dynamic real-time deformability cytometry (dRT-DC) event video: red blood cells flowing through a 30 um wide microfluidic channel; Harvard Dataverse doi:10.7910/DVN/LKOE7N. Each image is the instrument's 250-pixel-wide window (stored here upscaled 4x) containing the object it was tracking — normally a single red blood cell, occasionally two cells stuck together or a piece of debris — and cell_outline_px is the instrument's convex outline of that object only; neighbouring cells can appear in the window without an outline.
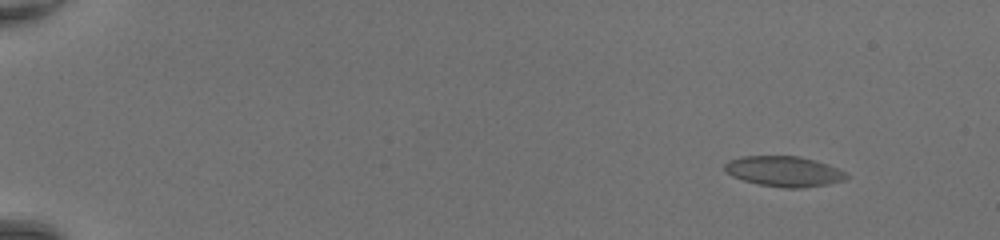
{"species": "common noctule bat (a hibernating species)", "species_latin": "Nyctalus noctula", "temperature_condition": "room temperature", "stored_images_in_passage": 50, "camera_frame_rate_fps": 3000, "um_per_image_px": 0.085, "animal": {"sex": "female", "body_mass_g": 20.0, "forearm_length_mm": 54.0}, "frame": {"image": 1, "passage_image": 6, "time_ms": 1.667, "image_size_px": [1000, 240], "cell_outline_px": [[848, 176], [844, 180], [828, 184], [804, 188], [784, 188], [760, 184], [744, 180], [732, 176], [724, 172], [724, 164], [728, 160], [740, 156], [800, 156], [816, 160], [828, 164], [844, 172]], "centroid_in_image_um": [66.61, 14.56], "position_along_channel_um": 18.4, "area_um2": 21.62}}
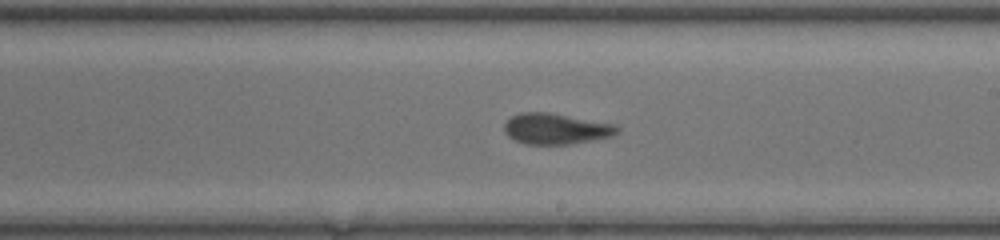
{"frame": {"image": 2, "passage_image": 32, "time_ms": 10.333, "image_size_px": [1000, 240], "cell_outline_px": [[620, 132], [612, 136], [592, 140], [568, 144], [524, 144], [508, 136], [504, 132], [504, 124], [512, 116], [520, 112], [548, 112], [616, 124], [620, 128]], "centroid_in_image_um": [47.27, 10.94], "position_along_channel_um": 241.7, "area_um2": 20.35}}
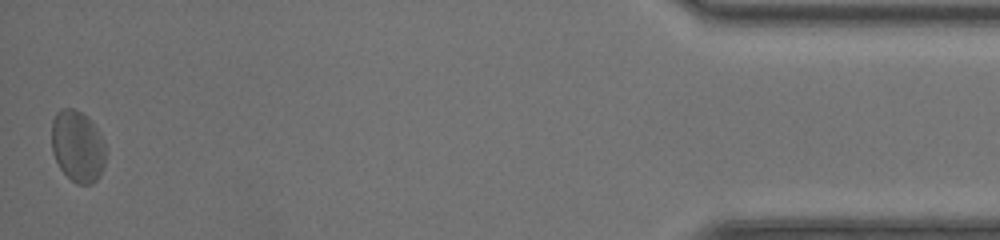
{"frame": {"image": 3, "passage_image": 50, "time_ms": 16.333, "image_size_px": [1000, 240], "cell_outline_px": [[104, 164], [100, 176], [92, 184], [76, 184], [60, 168], [52, 152], [52, 120], [56, 112], [60, 108], [72, 108], [88, 116], [92, 120], [104, 144]], "centroid_in_image_um": [6.58, 12.42], "position_along_channel_um": 428.6, "area_um2": 22.48}, "authors_computed_cell_mechanics": {"area_um2": 20.5768, "velocity_mm_per_s": 4.3673, "shape_relaxation_time_tau1_ms": 5.0669, "shape_relaxation_time_tau2_ms": 1.7762, "deformation_change_tau1": 0.1114, "deformation_change_tau2": 0.0825}}